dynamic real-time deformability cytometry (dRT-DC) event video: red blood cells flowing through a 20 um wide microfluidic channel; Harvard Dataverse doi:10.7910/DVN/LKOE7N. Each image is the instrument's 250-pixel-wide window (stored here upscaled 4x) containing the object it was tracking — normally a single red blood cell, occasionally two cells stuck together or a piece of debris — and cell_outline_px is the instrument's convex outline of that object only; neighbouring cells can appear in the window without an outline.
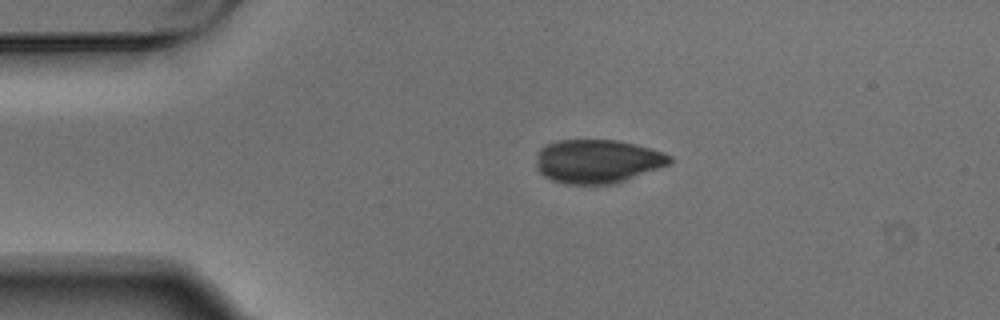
{"species": "Egyptian fruit bat (a non-hibernating species)", "species_latin": "Rousettus aegyptiacus", "temperature_condition": "warm", "stored_images_in_passage": 2, "camera_frame_rate_fps": 3000, "um_per_image_px": 0.085, "animal": {"sex": "male"}, "frame": {"image": 1, "passage_image": 1, "time_ms": 0.0, "image_size_px": [1000, 320], "cell_outline_px": [[672, 164], [612, 184], [564, 184], [552, 180], [544, 176], [536, 168], [536, 152], [544, 144], [560, 140], [616, 140], [664, 152], [672, 156]], "centroid_in_image_um": [50.75, 13.71], "position_along_channel_um": 34.2, "area_um2": 34.1}}